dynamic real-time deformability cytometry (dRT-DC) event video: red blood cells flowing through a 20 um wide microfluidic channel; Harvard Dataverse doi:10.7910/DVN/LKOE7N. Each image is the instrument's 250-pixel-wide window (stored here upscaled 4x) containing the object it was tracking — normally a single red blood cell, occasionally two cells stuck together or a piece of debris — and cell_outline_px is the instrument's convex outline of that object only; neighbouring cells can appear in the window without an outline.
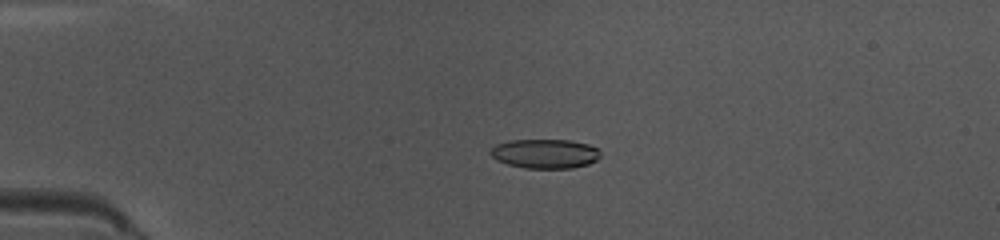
{"species": "common noctule bat (a hibernating species)", "species_latin": "Nyctalus noctula", "temperature_condition": "warm", "stored_images_in_passage": 47, "camera_frame_rate_fps": 3000, "um_per_image_px": 0.085, "animal": {"sex": "female", "body_mass_g": 10.0, "forearm_length_mm": 53.1}, "frame": {"image": 1, "passage_image": 10, "time_ms": 3.0, "image_size_px": [1000, 240], "cell_outline_px": [[600, 156], [596, 160], [588, 164], [572, 168], [524, 168], [508, 164], [496, 160], [488, 152], [496, 144], [508, 140], [568, 140], [588, 144], [596, 148], [600, 152]], "centroid_in_image_um": [46.3, 13.06], "position_along_channel_um": 38.7, "area_um2": 18.79}}
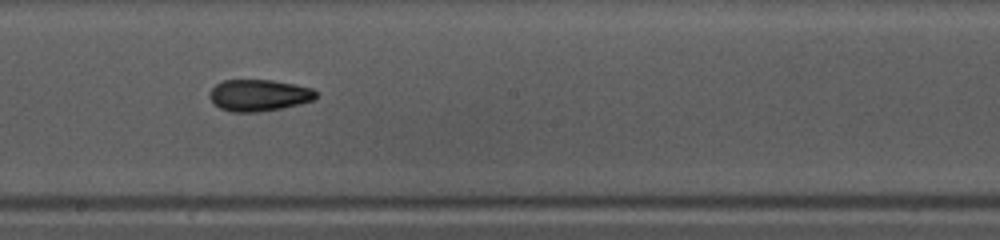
{"frame": {"image": 2, "passage_image": 26, "time_ms": 8.333, "image_size_px": [1000, 240], "cell_outline_px": [[316, 100], [300, 104], [280, 108], [256, 112], [232, 112], [220, 108], [212, 104], [208, 96], [208, 92], [216, 84], [224, 80], [272, 80], [312, 88], [316, 92]], "centroid_in_image_um": [21.97, 8.1], "position_along_channel_um": 226.2, "area_um2": 19.71}}
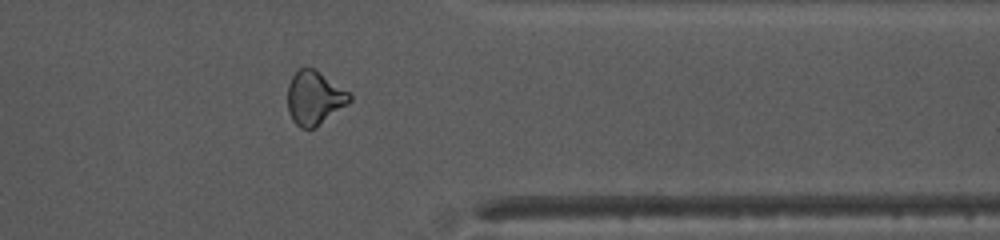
{"frame": {"image": 3, "passage_image": 38, "time_ms": 12.333, "image_size_px": [1000, 240], "cell_outline_px": [[352, 100], [348, 104], [312, 128], [300, 128], [292, 120], [288, 112], [288, 84], [292, 76], [300, 68], [312, 68], [348, 92], [352, 96]], "centroid_in_image_um": [26.69, 8.33], "position_along_channel_um": 384.7, "area_um2": 18.84}, "authors_computed_cell_mechanics": {"area_um2": 19.074, "velocity_mm_per_s": 4.1167, "shape_relaxation_time_tau1_ms": 5.2679, "shape_relaxation_time_tau2_ms": 3.7798, "deformation_change_tau1": 0.1277, "deformation_change_tau2": 0.1025}}